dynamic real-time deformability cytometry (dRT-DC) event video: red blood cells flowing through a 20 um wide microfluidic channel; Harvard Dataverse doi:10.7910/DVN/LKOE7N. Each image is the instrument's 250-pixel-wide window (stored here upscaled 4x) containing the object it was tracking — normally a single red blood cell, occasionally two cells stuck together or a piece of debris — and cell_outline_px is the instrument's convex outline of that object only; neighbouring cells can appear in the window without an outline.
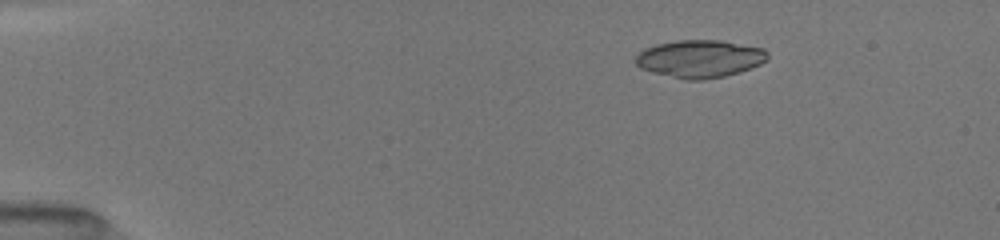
{"species": "common noctule bat (a hibernating species)", "species_latin": "Nyctalus noctula", "temperature_condition": "room temperature", "stored_images_in_passage": 111, "camera_frame_rate_fps": 3000, "um_per_image_px": 0.085, "animal": {"sex": "female", "body_mass_g": 19.5, "forearm_length_mm": 54.1}, "frame": {"image": 1, "passage_image": 19, "time_ms": 2.667, "image_size_px": [1000, 240], "cell_outline_px": [[768, 60], [760, 64], [740, 72], [724, 76], [704, 80], [684, 80], [652, 72], [640, 68], [636, 64], [636, 56], [644, 48], [656, 44], [676, 40], [720, 40], [764, 48], [768, 52]], "centroid_in_image_um": [59.49, 4.99], "position_along_channel_um": 25.5, "area_um2": 29.13}}